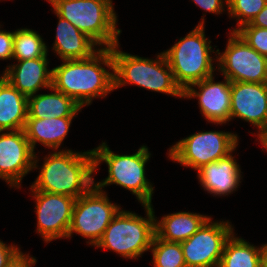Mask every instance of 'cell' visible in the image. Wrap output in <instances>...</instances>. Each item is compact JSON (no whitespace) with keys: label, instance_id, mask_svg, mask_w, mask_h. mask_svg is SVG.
Wrapping results in <instances>:
<instances>
[{"label":"cell","instance_id":"cell-17","mask_svg":"<svg viewBox=\"0 0 267 267\" xmlns=\"http://www.w3.org/2000/svg\"><path fill=\"white\" fill-rule=\"evenodd\" d=\"M233 154L203 165L197 170L199 182L207 193L228 196L236 191L242 181V172Z\"/></svg>","mask_w":267,"mask_h":267},{"label":"cell","instance_id":"cell-4","mask_svg":"<svg viewBox=\"0 0 267 267\" xmlns=\"http://www.w3.org/2000/svg\"><path fill=\"white\" fill-rule=\"evenodd\" d=\"M92 151L94 154V172L98 170L97 167L102 162L108 166V177L94 183L98 189L103 191L105 186L116 184V186L119 185L132 192L140 204L152 205L154 187L145 175V165L151 156L147 146L142 145L132 155H119L111 151L107 143L103 142Z\"/></svg>","mask_w":267,"mask_h":267},{"label":"cell","instance_id":"cell-29","mask_svg":"<svg viewBox=\"0 0 267 267\" xmlns=\"http://www.w3.org/2000/svg\"><path fill=\"white\" fill-rule=\"evenodd\" d=\"M192 1L199 8H202L206 12L213 13L215 15L222 14V12L226 11L225 9L227 8V0H192Z\"/></svg>","mask_w":267,"mask_h":267},{"label":"cell","instance_id":"cell-15","mask_svg":"<svg viewBox=\"0 0 267 267\" xmlns=\"http://www.w3.org/2000/svg\"><path fill=\"white\" fill-rule=\"evenodd\" d=\"M230 121L252 123L260 134L267 129V83L231 82Z\"/></svg>","mask_w":267,"mask_h":267},{"label":"cell","instance_id":"cell-32","mask_svg":"<svg viewBox=\"0 0 267 267\" xmlns=\"http://www.w3.org/2000/svg\"><path fill=\"white\" fill-rule=\"evenodd\" d=\"M243 26H255L267 28V3L265 7L252 19V21Z\"/></svg>","mask_w":267,"mask_h":267},{"label":"cell","instance_id":"cell-23","mask_svg":"<svg viewBox=\"0 0 267 267\" xmlns=\"http://www.w3.org/2000/svg\"><path fill=\"white\" fill-rule=\"evenodd\" d=\"M233 232L227 239L218 267H262L264 244H250Z\"/></svg>","mask_w":267,"mask_h":267},{"label":"cell","instance_id":"cell-22","mask_svg":"<svg viewBox=\"0 0 267 267\" xmlns=\"http://www.w3.org/2000/svg\"><path fill=\"white\" fill-rule=\"evenodd\" d=\"M210 218L192 212H176L155 219V235L169 242H183L189 239Z\"/></svg>","mask_w":267,"mask_h":267},{"label":"cell","instance_id":"cell-19","mask_svg":"<svg viewBox=\"0 0 267 267\" xmlns=\"http://www.w3.org/2000/svg\"><path fill=\"white\" fill-rule=\"evenodd\" d=\"M73 119L74 117L27 118L24 132L33 151L35 152L37 143L54 151L59 150Z\"/></svg>","mask_w":267,"mask_h":267},{"label":"cell","instance_id":"cell-34","mask_svg":"<svg viewBox=\"0 0 267 267\" xmlns=\"http://www.w3.org/2000/svg\"><path fill=\"white\" fill-rule=\"evenodd\" d=\"M267 267V243L264 244V250H263V266Z\"/></svg>","mask_w":267,"mask_h":267},{"label":"cell","instance_id":"cell-13","mask_svg":"<svg viewBox=\"0 0 267 267\" xmlns=\"http://www.w3.org/2000/svg\"><path fill=\"white\" fill-rule=\"evenodd\" d=\"M35 154L24 130L0 131V179L19 189L23 177L33 171Z\"/></svg>","mask_w":267,"mask_h":267},{"label":"cell","instance_id":"cell-1","mask_svg":"<svg viewBox=\"0 0 267 267\" xmlns=\"http://www.w3.org/2000/svg\"><path fill=\"white\" fill-rule=\"evenodd\" d=\"M62 62L52 68V86L81 107L91 105L93 98H105L115 90L111 48H100L87 59Z\"/></svg>","mask_w":267,"mask_h":267},{"label":"cell","instance_id":"cell-14","mask_svg":"<svg viewBox=\"0 0 267 267\" xmlns=\"http://www.w3.org/2000/svg\"><path fill=\"white\" fill-rule=\"evenodd\" d=\"M223 78L224 82H215L213 75L183 92V98H198L200 111L208 122L220 125L230 121L231 113V81Z\"/></svg>","mask_w":267,"mask_h":267},{"label":"cell","instance_id":"cell-9","mask_svg":"<svg viewBox=\"0 0 267 267\" xmlns=\"http://www.w3.org/2000/svg\"><path fill=\"white\" fill-rule=\"evenodd\" d=\"M120 207L109 201L105 191L93 185L75 201L68 238L76 233L88 239L87 244L95 246L110 222L121 210Z\"/></svg>","mask_w":267,"mask_h":267},{"label":"cell","instance_id":"cell-18","mask_svg":"<svg viewBox=\"0 0 267 267\" xmlns=\"http://www.w3.org/2000/svg\"><path fill=\"white\" fill-rule=\"evenodd\" d=\"M56 16L59 21L52 49L62 61L87 59L99 50V46L71 22Z\"/></svg>","mask_w":267,"mask_h":267},{"label":"cell","instance_id":"cell-7","mask_svg":"<svg viewBox=\"0 0 267 267\" xmlns=\"http://www.w3.org/2000/svg\"><path fill=\"white\" fill-rule=\"evenodd\" d=\"M141 206L144 207L147 218L121 209L94 247L112 250L126 259H138L149 251L157 217L153 205Z\"/></svg>","mask_w":267,"mask_h":267},{"label":"cell","instance_id":"cell-6","mask_svg":"<svg viewBox=\"0 0 267 267\" xmlns=\"http://www.w3.org/2000/svg\"><path fill=\"white\" fill-rule=\"evenodd\" d=\"M59 17L71 22L100 48L119 43L117 14L112 0H47ZM104 46V47H103Z\"/></svg>","mask_w":267,"mask_h":267},{"label":"cell","instance_id":"cell-31","mask_svg":"<svg viewBox=\"0 0 267 267\" xmlns=\"http://www.w3.org/2000/svg\"><path fill=\"white\" fill-rule=\"evenodd\" d=\"M37 260L30 254L22 253V251L12 259L5 267H33L36 265Z\"/></svg>","mask_w":267,"mask_h":267},{"label":"cell","instance_id":"cell-16","mask_svg":"<svg viewBox=\"0 0 267 267\" xmlns=\"http://www.w3.org/2000/svg\"><path fill=\"white\" fill-rule=\"evenodd\" d=\"M8 65L1 74L11 85L27 98L36 95L42 88L52 86L53 70L48 69V58L40 57L17 61Z\"/></svg>","mask_w":267,"mask_h":267},{"label":"cell","instance_id":"cell-26","mask_svg":"<svg viewBox=\"0 0 267 267\" xmlns=\"http://www.w3.org/2000/svg\"><path fill=\"white\" fill-rule=\"evenodd\" d=\"M267 0H227L228 15L237 20L236 31L241 26L248 24L265 7Z\"/></svg>","mask_w":267,"mask_h":267},{"label":"cell","instance_id":"cell-11","mask_svg":"<svg viewBox=\"0 0 267 267\" xmlns=\"http://www.w3.org/2000/svg\"><path fill=\"white\" fill-rule=\"evenodd\" d=\"M210 217L189 239L181 242L186 267H218L227 239L234 232L227 221Z\"/></svg>","mask_w":267,"mask_h":267},{"label":"cell","instance_id":"cell-2","mask_svg":"<svg viewBox=\"0 0 267 267\" xmlns=\"http://www.w3.org/2000/svg\"><path fill=\"white\" fill-rule=\"evenodd\" d=\"M39 158L35 154L33 169L39 175L30 190L71 196L75 199L86 193L94 185V154L92 150L74 152L70 149L58 150L44 157L38 168Z\"/></svg>","mask_w":267,"mask_h":267},{"label":"cell","instance_id":"cell-21","mask_svg":"<svg viewBox=\"0 0 267 267\" xmlns=\"http://www.w3.org/2000/svg\"><path fill=\"white\" fill-rule=\"evenodd\" d=\"M28 98L0 76V131L24 130Z\"/></svg>","mask_w":267,"mask_h":267},{"label":"cell","instance_id":"cell-3","mask_svg":"<svg viewBox=\"0 0 267 267\" xmlns=\"http://www.w3.org/2000/svg\"><path fill=\"white\" fill-rule=\"evenodd\" d=\"M119 46L117 43L111 47L114 61V89L131 84L148 91L183 98V91L176 84L163 52L154 60L123 52L119 50Z\"/></svg>","mask_w":267,"mask_h":267},{"label":"cell","instance_id":"cell-33","mask_svg":"<svg viewBox=\"0 0 267 267\" xmlns=\"http://www.w3.org/2000/svg\"><path fill=\"white\" fill-rule=\"evenodd\" d=\"M256 136L258 138L256 139V141L259 140V142L262 144L264 148L262 149V151L263 150L267 151V129L262 131L260 134H257Z\"/></svg>","mask_w":267,"mask_h":267},{"label":"cell","instance_id":"cell-30","mask_svg":"<svg viewBox=\"0 0 267 267\" xmlns=\"http://www.w3.org/2000/svg\"><path fill=\"white\" fill-rule=\"evenodd\" d=\"M20 252V247L13 243L8 246V244L0 240V267H5Z\"/></svg>","mask_w":267,"mask_h":267},{"label":"cell","instance_id":"cell-20","mask_svg":"<svg viewBox=\"0 0 267 267\" xmlns=\"http://www.w3.org/2000/svg\"><path fill=\"white\" fill-rule=\"evenodd\" d=\"M51 93L36 94L28 97L27 118H56L76 117L81 112V107L74 99L56 90L49 88Z\"/></svg>","mask_w":267,"mask_h":267},{"label":"cell","instance_id":"cell-5","mask_svg":"<svg viewBox=\"0 0 267 267\" xmlns=\"http://www.w3.org/2000/svg\"><path fill=\"white\" fill-rule=\"evenodd\" d=\"M168 50L163 51L176 84L184 92L190 85L211 77L217 70L211 53L214 52L211 41L205 36L204 19ZM213 49V50H212ZM214 60V61H213Z\"/></svg>","mask_w":267,"mask_h":267},{"label":"cell","instance_id":"cell-12","mask_svg":"<svg viewBox=\"0 0 267 267\" xmlns=\"http://www.w3.org/2000/svg\"><path fill=\"white\" fill-rule=\"evenodd\" d=\"M31 193L36 204L37 234L41 235L46 243L62 238L67 239L76 199L36 190H31Z\"/></svg>","mask_w":267,"mask_h":267},{"label":"cell","instance_id":"cell-25","mask_svg":"<svg viewBox=\"0 0 267 267\" xmlns=\"http://www.w3.org/2000/svg\"><path fill=\"white\" fill-rule=\"evenodd\" d=\"M154 267H186L181 244L169 242L154 235L151 248Z\"/></svg>","mask_w":267,"mask_h":267},{"label":"cell","instance_id":"cell-28","mask_svg":"<svg viewBox=\"0 0 267 267\" xmlns=\"http://www.w3.org/2000/svg\"><path fill=\"white\" fill-rule=\"evenodd\" d=\"M13 40L14 31L0 29V60H13Z\"/></svg>","mask_w":267,"mask_h":267},{"label":"cell","instance_id":"cell-24","mask_svg":"<svg viewBox=\"0 0 267 267\" xmlns=\"http://www.w3.org/2000/svg\"><path fill=\"white\" fill-rule=\"evenodd\" d=\"M40 34L33 29L20 28L14 31L13 59L23 61L48 56V47Z\"/></svg>","mask_w":267,"mask_h":267},{"label":"cell","instance_id":"cell-10","mask_svg":"<svg viewBox=\"0 0 267 267\" xmlns=\"http://www.w3.org/2000/svg\"><path fill=\"white\" fill-rule=\"evenodd\" d=\"M223 53L217 49V69L231 82L267 83V58L242 39L235 31H229Z\"/></svg>","mask_w":267,"mask_h":267},{"label":"cell","instance_id":"cell-8","mask_svg":"<svg viewBox=\"0 0 267 267\" xmlns=\"http://www.w3.org/2000/svg\"><path fill=\"white\" fill-rule=\"evenodd\" d=\"M238 135L225 131L196 132L179 140L168 151L170 160L193 170L235 152Z\"/></svg>","mask_w":267,"mask_h":267},{"label":"cell","instance_id":"cell-27","mask_svg":"<svg viewBox=\"0 0 267 267\" xmlns=\"http://www.w3.org/2000/svg\"><path fill=\"white\" fill-rule=\"evenodd\" d=\"M235 32L255 51L267 58V28L241 26Z\"/></svg>","mask_w":267,"mask_h":267}]
</instances>
